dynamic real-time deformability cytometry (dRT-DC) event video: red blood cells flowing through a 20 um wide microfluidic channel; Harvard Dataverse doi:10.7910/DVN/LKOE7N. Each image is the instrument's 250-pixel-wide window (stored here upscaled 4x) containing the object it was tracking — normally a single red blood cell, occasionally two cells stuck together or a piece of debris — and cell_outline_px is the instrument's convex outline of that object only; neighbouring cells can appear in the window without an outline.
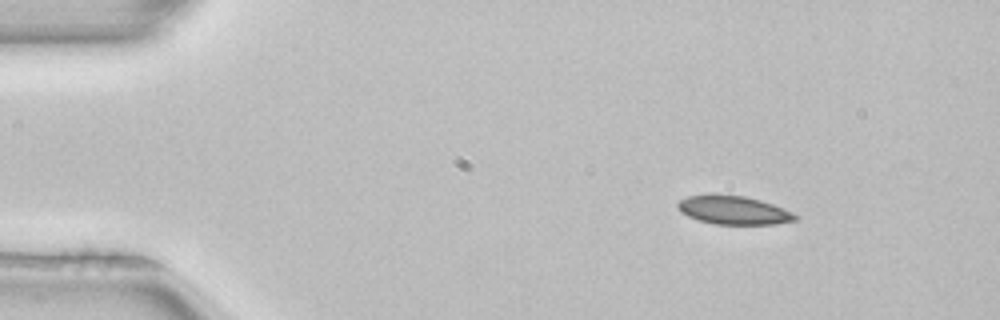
{"species": "common noctule bat (a hibernating species)", "species_latin": "Nyctalus noctula", "temperature_condition": "room temperature", "stored_images_in_passage": 3, "camera_frame_rate_fps": 3000, "um_per_image_px": 0.085, "animal": {"sex": "female", "body_mass_g": 22.7, "forearm_length_mm": 54.2}, "frame": {"image": 1, "passage_image": 1, "time_ms": 0.0, "image_size_px": [1000, 320], "cell_outline_px": [[800, 216], [796, 220], [776, 224], [716, 224], [700, 220], [688, 216], [680, 212], [676, 208], [676, 204], [680, 200], [688, 196], [744, 196], [760, 200], [772, 204], [792, 212]], "centroid_in_image_um": [62.38, 17.89], "position_along_channel_um": 22.6, "area_um2": 19.07}}
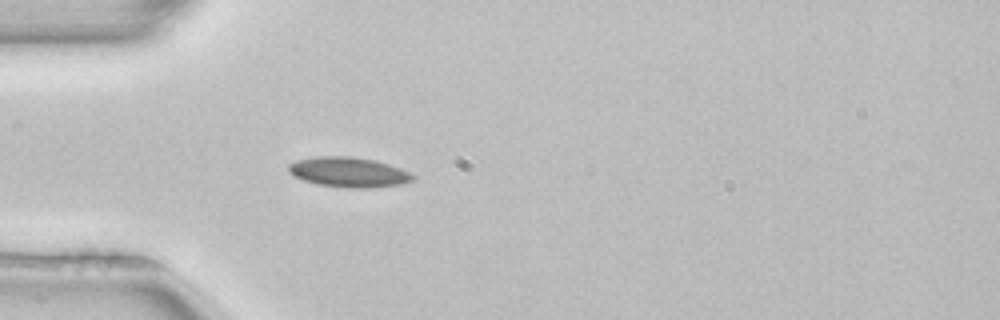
{"frame": {"image": 2, "passage_image": 3, "time_ms": 0.667, "image_size_px": [1000, 320], "cell_outline_px": [[416, 180], [400, 184], [372, 188], [344, 188], [316, 184], [304, 180], [288, 172], [288, 164], [296, 160], [316, 156], [352, 156], [376, 160], [400, 168], [416, 176]], "centroid_in_image_um": [29.65, 14.63], "position_along_channel_um": 55.4, "area_um2": 21.96}}